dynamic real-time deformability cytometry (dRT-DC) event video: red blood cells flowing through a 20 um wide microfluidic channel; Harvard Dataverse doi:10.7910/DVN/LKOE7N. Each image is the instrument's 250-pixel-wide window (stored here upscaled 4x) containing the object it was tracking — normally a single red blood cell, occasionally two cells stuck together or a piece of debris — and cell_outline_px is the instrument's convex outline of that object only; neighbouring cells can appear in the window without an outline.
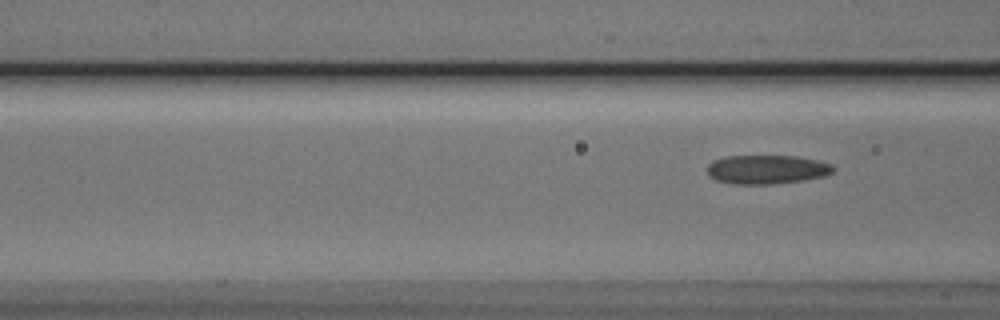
{"species": "Egyptian fruit bat (a non-hibernating species)", "species_latin": "Rousettus aegyptiacus", "temperature_condition": "cold", "stored_images_in_passage": 5, "camera_frame_rate_fps": 3000, "um_per_image_px": 0.085, "animal": {"sex": "male"}, "frame": {"image": 1, "passage_image": 5, "time_ms": 5.333, "image_size_px": [1000, 320], "cell_outline_px": [[836, 168], [832, 172], [824, 176], [800, 180], [768, 184], [732, 184], [716, 180], [708, 172], [708, 164], [712, 160], [728, 156], [796, 156], [816, 160], [832, 164]], "centroid_in_image_um": [65.17, 14.39], "position_along_channel_um": 101.4, "area_um2": 21.04}}